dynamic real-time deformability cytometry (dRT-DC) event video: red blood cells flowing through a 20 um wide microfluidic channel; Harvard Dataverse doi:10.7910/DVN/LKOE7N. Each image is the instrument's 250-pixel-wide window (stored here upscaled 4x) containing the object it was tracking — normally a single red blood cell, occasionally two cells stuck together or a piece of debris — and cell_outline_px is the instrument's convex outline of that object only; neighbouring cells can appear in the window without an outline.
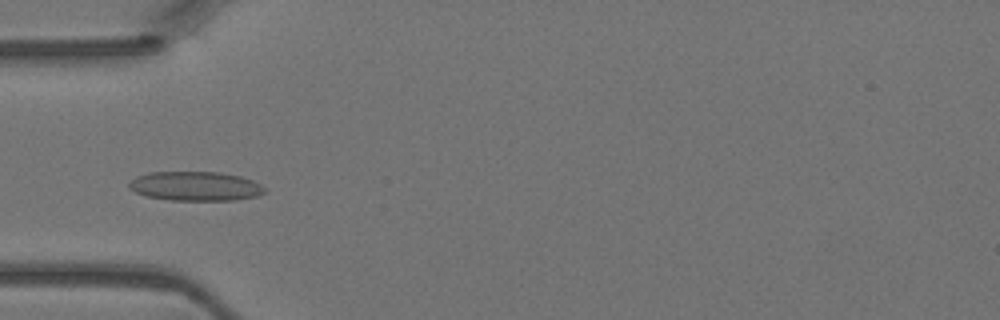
{"species": "Egyptian fruit bat (a non-hibernating species)", "species_latin": "Rousettus aegyptiacus", "temperature_condition": "warm", "stored_images_in_passage": 45, "camera_frame_rate_fps": 3000, "um_per_image_px": 0.085, "animal": {"sex": "female"}, "frame": {"image": 1, "passage_image": 14, "time_ms": 4.333, "image_size_px": [1000, 320], "cell_outline_px": [[268, 192], [256, 196], [236, 200], [172, 200], [148, 196], [136, 192], [128, 188], [128, 184], [136, 176], [148, 172], [220, 172], [240, 176], [252, 180], [268, 188]], "centroid_in_image_um": [16.65, 15.82], "position_along_channel_um": 68.3, "area_um2": 23.24}}
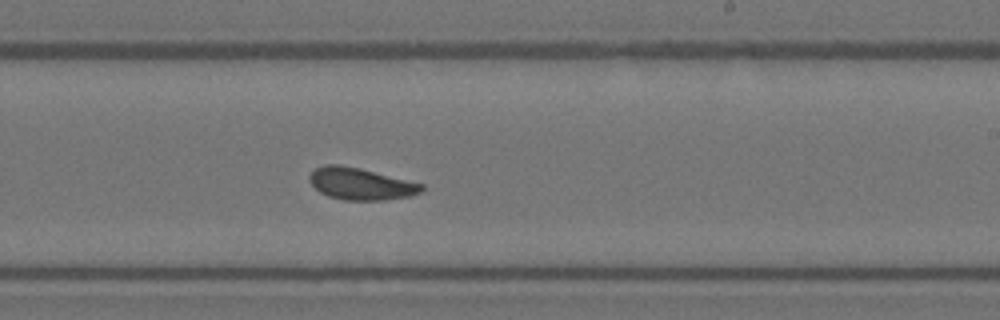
{"frame": {"image": 2, "passage_image": 27, "time_ms": 8.667, "image_size_px": [1000, 320], "cell_outline_px": [[424, 188], [420, 192], [408, 196], [384, 200], [344, 200], [328, 196], [320, 192], [308, 180], [308, 176], [316, 168], [324, 164], [336, 164], [360, 168], [424, 184]], "centroid_in_image_um": [30.64, 15.62], "position_along_channel_um": 258.4, "area_um2": 20.75}}
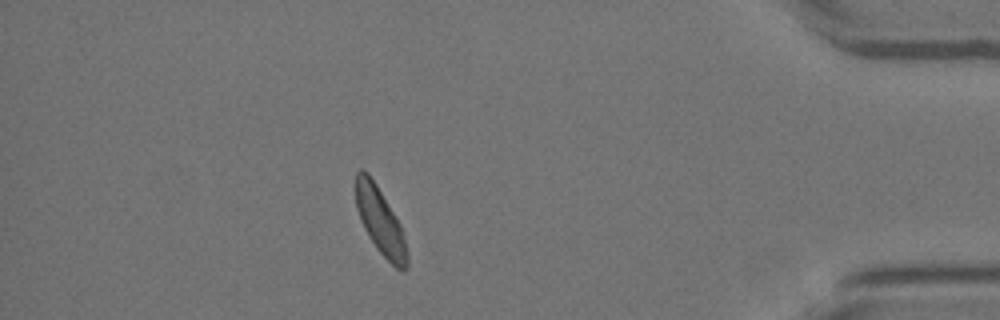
{"frame": {"image": 3, "passage_image": 40, "time_ms": 13.0, "image_size_px": [1000, 320], "cell_outline_px": [[408, 268], [400, 272], [376, 248], [368, 236], [364, 228], [356, 208], [356, 172], [360, 168], [368, 172], [376, 184], [396, 216], [400, 224], [408, 256]], "centroid_in_image_um": [32.32, 18.8], "position_along_channel_um": 402.9, "area_um2": 19.83}}